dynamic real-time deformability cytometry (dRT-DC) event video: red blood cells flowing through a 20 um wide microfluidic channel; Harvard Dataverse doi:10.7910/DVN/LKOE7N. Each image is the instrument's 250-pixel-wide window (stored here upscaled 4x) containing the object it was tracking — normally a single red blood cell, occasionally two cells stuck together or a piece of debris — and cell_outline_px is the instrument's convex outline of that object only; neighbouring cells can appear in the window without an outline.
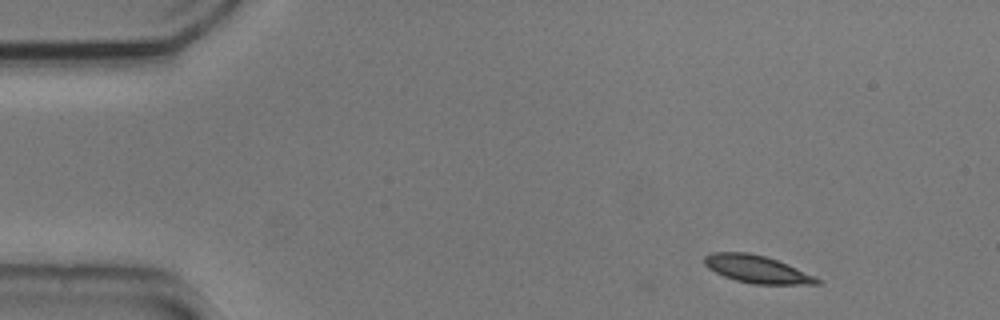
{"species": "common noctule bat (a hibernating species)", "species_latin": "Nyctalus noctula", "temperature_condition": "cold", "stored_images_in_passage": 3, "camera_frame_rate_fps": 3000, "um_per_image_px": 0.085, "animal": {"sex": "male", "body_mass_g": 20.5, "forearm_length_mm": 52.5}, "frame": {"image": 1, "passage_image": 3, "time_ms": 0.667, "image_size_px": [1000, 320], "cell_outline_px": [[824, 280], [820, 284], [752, 284], [736, 280], [724, 276], [708, 268], [704, 264], [704, 256], [712, 252], [748, 252], [764, 256], [776, 260], [816, 276]], "centroid_in_image_um": [64.35, 22.88], "position_along_channel_um": 20.7, "area_um2": 18.03}}